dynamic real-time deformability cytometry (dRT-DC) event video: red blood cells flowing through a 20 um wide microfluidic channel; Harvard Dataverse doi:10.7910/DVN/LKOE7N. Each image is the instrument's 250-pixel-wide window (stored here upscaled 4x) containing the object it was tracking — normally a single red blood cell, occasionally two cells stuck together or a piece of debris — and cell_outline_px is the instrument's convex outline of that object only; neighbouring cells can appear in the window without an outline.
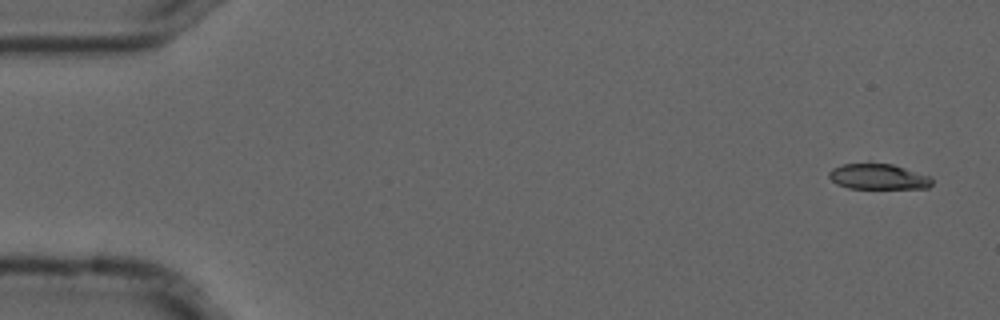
{"species": "common noctule bat (a hibernating species)", "species_latin": "Nyctalus noctula", "temperature_condition": "cold", "stored_images_in_passage": 4, "camera_frame_rate_fps": 3000, "um_per_image_px": 0.085, "animal": {"sex": "male", "forearm_length_mm": 52.5}, "frame": {"image": 1, "passage_image": 1, "time_ms": 0.0, "image_size_px": [1000, 320], "cell_outline_px": [[932, 184], [928, 188], [848, 188], [836, 184], [828, 176], [828, 172], [832, 168], [844, 164], [868, 160], [892, 164], [928, 176], [932, 180]], "centroid_in_image_um": [74.57, 14.97], "position_along_channel_um": 10.4, "area_um2": 15.72}}
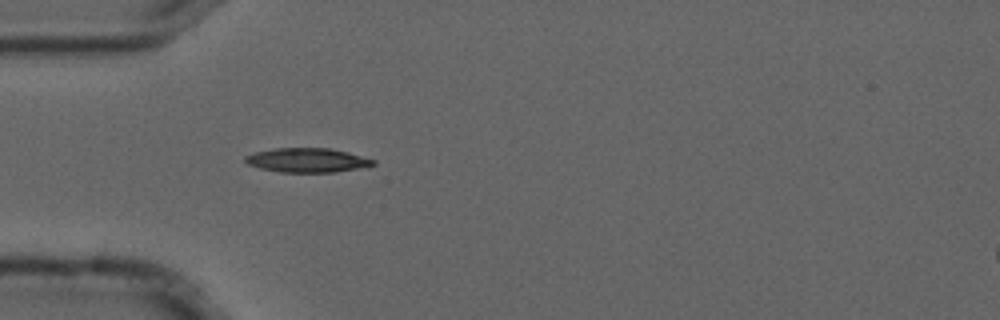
{"frame": {"image": 2, "passage_image": 4, "time_ms": 1.0, "image_size_px": [1000, 320], "cell_outline_px": [[376, 164], [368, 168], [336, 172], [280, 172], [260, 168], [248, 164], [244, 160], [244, 156], [256, 152], [276, 148], [332, 148], [348, 152], [376, 160]], "centroid_in_image_um": [26.2, 13.62], "position_along_channel_um": 58.8, "area_um2": 18.32}}